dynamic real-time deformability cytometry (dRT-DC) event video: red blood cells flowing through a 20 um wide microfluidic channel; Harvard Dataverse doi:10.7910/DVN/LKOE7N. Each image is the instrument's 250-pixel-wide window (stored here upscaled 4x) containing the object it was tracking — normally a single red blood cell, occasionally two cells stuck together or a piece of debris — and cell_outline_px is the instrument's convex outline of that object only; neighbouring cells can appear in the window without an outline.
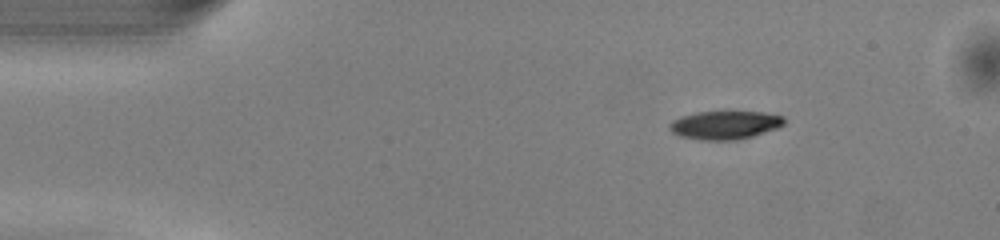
{"species": "common noctule bat (a hibernating species)", "species_latin": "Nyctalus noctula", "temperature_condition": "warm", "stored_images_in_passage": 6, "camera_frame_rate_fps": 3000, "um_per_image_px": 0.085, "animal": {"sex": "male", "body_mass_g": 13.0, "forearm_length_mm": 53.1}, "frame": {"image": 1, "passage_image": 1, "time_ms": 0.0, "image_size_px": [1000, 240], "cell_outline_px": [[784, 124], [776, 128], [752, 136], [736, 140], [696, 140], [680, 136], [672, 132], [668, 128], [668, 124], [672, 120], [680, 116], [696, 112], [764, 112], [784, 116]], "centroid_in_image_um": [61.56, 10.63], "position_along_channel_um": 23.4, "area_um2": 19.02}}